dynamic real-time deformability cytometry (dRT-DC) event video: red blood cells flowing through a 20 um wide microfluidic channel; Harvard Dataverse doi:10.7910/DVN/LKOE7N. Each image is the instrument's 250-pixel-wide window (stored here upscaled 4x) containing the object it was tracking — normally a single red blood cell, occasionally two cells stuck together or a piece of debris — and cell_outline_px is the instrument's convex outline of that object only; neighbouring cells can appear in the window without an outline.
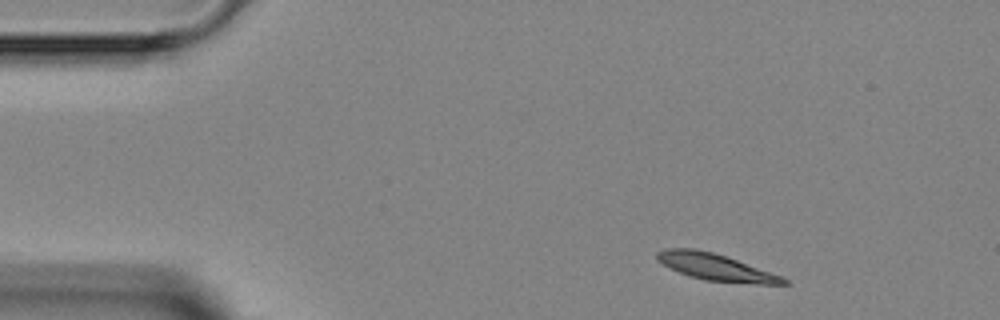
{"species": "Egyptian fruit bat (a non-hibernating species)", "species_latin": "Rousettus aegyptiacus", "temperature_condition": "room temperature", "stored_images_in_passage": 3, "camera_frame_rate_fps": 3000, "um_per_image_px": 0.085, "animal": {"sex": "female"}, "frame": {"image": 1, "passage_image": 1, "time_ms": 0.0, "image_size_px": [1000, 320], "cell_outline_px": [[792, 284], [756, 284], [704, 280], [680, 272], [656, 260], [656, 252], [664, 248], [696, 248], [712, 252], [784, 276]], "centroid_in_image_um": [60.87, 22.7], "position_along_channel_um": 24.1, "area_um2": 19.59}}
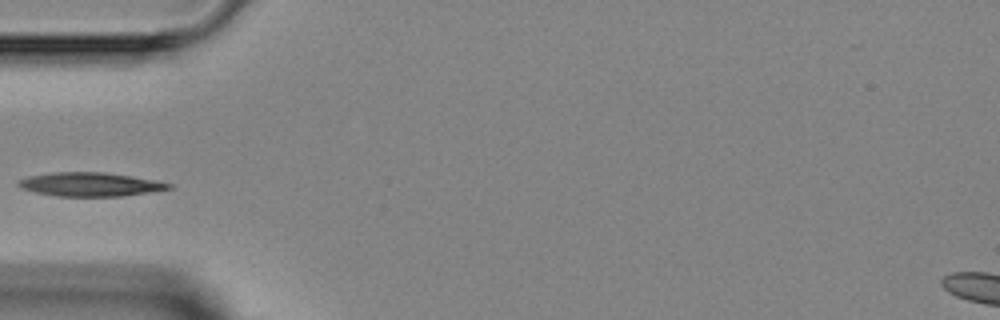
{"frame": {"image": 2, "passage_image": 3, "time_ms": 3.0, "image_size_px": [1000, 320], "cell_outline_px": [[176, 188], [124, 196], [56, 196], [32, 192], [20, 188], [16, 184], [20, 180], [28, 176], [52, 172], [104, 172], [132, 176], [156, 180], [172, 184]], "centroid_in_image_um": [7.68, 15.67], "position_along_channel_um": 77.3, "area_um2": 21.1}}